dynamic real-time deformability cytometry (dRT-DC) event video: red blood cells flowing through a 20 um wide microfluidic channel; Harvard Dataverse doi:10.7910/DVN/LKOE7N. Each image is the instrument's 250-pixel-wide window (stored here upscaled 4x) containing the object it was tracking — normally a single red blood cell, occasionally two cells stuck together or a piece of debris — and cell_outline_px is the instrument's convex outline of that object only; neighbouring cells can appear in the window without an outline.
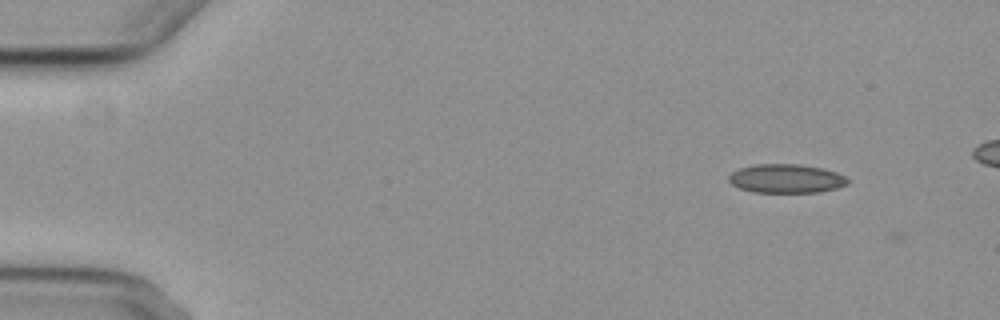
{"species": "common noctule bat (a hibernating species)", "species_latin": "Nyctalus noctula", "temperature_condition": "cold", "stored_images_in_passage": 4, "camera_frame_rate_fps": 3000, "um_per_image_px": 0.085, "animal": {"sex": "female", "body_mass_g": 29.2, "forearm_length_mm": 56.3}, "frame": {"image": 1, "passage_image": 2, "time_ms": 1.333, "image_size_px": [1000, 320], "cell_outline_px": [[852, 180], [848, 184], [836, 188], [816, 192], [752, 192], [740, 188], [732, 184], [728, 180], [728, 176], [732, 172], [740, 168], [756, 164], [800, 164], [820, 168], [836, 172]], "centroid_in_image_um": [66.83, 15.18], "position_along_channel_um": 18.2, "area_um2": 19.94}}